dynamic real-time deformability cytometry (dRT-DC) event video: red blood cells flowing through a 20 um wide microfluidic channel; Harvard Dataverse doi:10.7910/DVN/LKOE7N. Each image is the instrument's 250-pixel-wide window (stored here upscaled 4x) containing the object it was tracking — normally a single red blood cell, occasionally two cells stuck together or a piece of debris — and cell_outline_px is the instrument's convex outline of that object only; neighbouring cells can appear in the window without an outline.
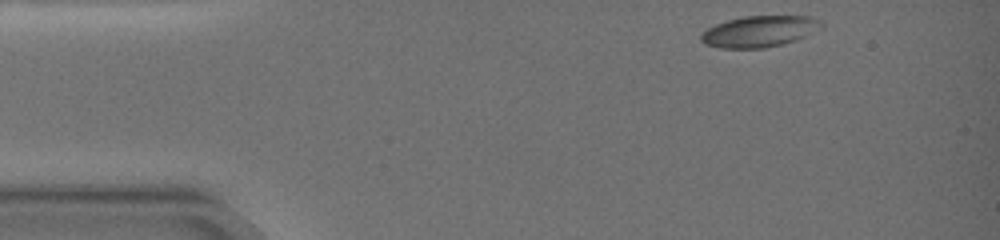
{"species": "common noctule bat (a hibernating species)", "species_latin": "Nyctalus noctula", "temperature_condition": "warm", "stored_images_in_passage": 70, "camera_frame_rate_fps": 3000, "um_per_image_px": 0.085, "animal": {"sex": "female", "body_mass_g": 19.0, "forearm_length_mm": 51.5}, "frame": {"image": 1, "passage_image": 1, "time_ms": 0.0, "image_size_px": [1000, 240], "cell_outline_px": [[824, 24], [820, 28], [796, 40], [764, 48], [720, 48], [704, 44], [700, 40], [700, 36], [708, 28], [716, 24], [728, 20], [744, 16], [812, 16], [820, 20]], "centroid_in_image_um": [64.54, 2.66], "position_along_channel_um": 20.5, "area_um2": 21.73}}
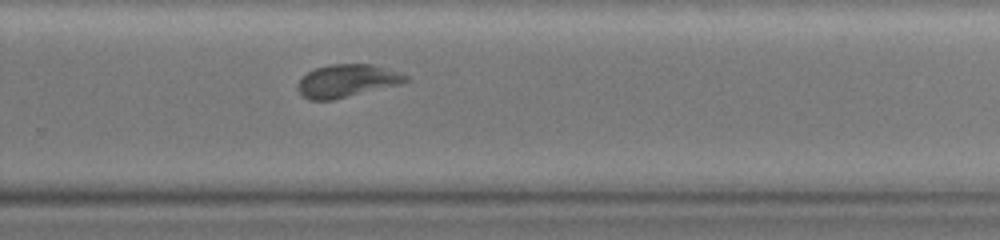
{"frame": {"image": 2, "passage_image": 51, "time_ms": 10.333, "image_size_px": [1000, 240], "cell_outline_px": [[408, 80], [400, 84], [332, 100], [308, 100], [296, 88], [296, 84], [300, 76], [316, 68], [332, 64], [372, 64], [400, 72], [408, 76]], "centroid_in_image_um": [29.45, 6.87], "position_along_channel_um": 300.4, "area_um2": 20.63}}
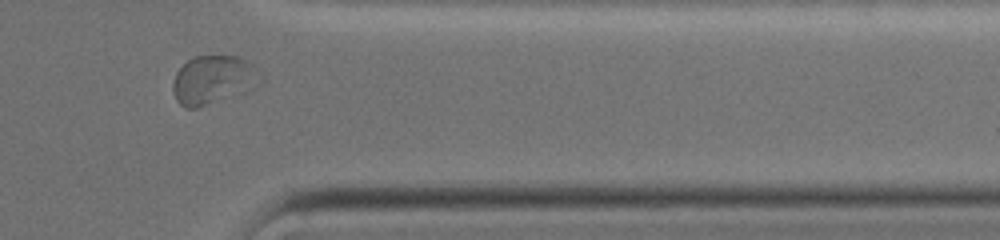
{"frame": {"image": 3, "passage_image": 63, "time_ms": 13.0, "image_size_px": [1000, 240], "cell_outline_px": [[264, 80], [260, 84], [244, 92], [196, 108], [184, 108], [176, 100], [172, 92], [172, 84], [176, 72], [188, 60], [196, 56], [236, 56], [248, 60], [252, 64]], "centroid_in_image_um": [18.12, 6.79], "position_along_channel_um": 393.3, "area_um2": 24.8}, "authors_computed_cell_mechanics": {"area_um2": 20.808, "velocity_mm_per_s": 3.5095, "shape_relaxation_time_tau1_ms": 5.2674, "shape_relaxation_time_tau2_ms": 2.0426, "deformation_change_tau1": 0.153, "deformation_change_tau2": 0.058}}